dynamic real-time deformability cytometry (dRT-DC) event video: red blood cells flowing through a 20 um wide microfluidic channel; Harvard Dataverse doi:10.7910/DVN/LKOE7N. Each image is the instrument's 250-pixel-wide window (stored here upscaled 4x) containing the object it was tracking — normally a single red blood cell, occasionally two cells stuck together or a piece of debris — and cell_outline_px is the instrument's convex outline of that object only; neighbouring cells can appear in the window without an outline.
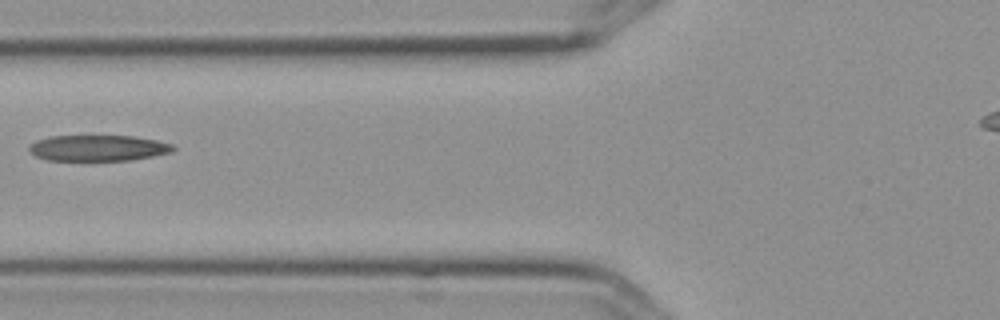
{"species": "Egyptian fruit bat (a non-hibernating species)", "species_latin": "Rousettus aegyptiacus", "temperature_condition": "cold", "stored_images_in_passage": 3, "camera_frame_rate_fps": 3000, "um_per_image_px": 0.085, "frame": {"image": 1, "passage_image": 2, "time_ms": 0.333, "image_size_px": [1000, 320], "cell_outline_px": [[176, 148], [172, 152], [132, 160], [48, 160], [36, 156], [28, 152], [28, 144], [36, 140], [52, 136], [132, 136], [156, 140], [172, 144]], "centroid_in_image_um": [8.31, 12.58], "position_along_channel_um": 117.5, "area_um2": 21.79}}
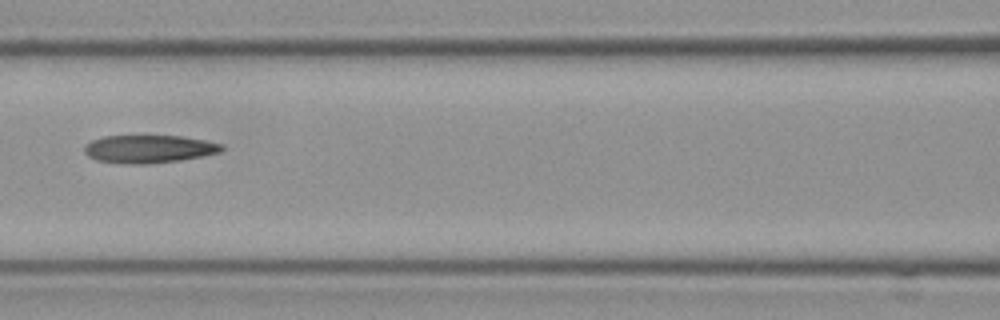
{"frame": {"image": 2, "passage_image": 3, "time_ms": 0.667, "image_size_px": [1000, 320], "cell_outline_px": [[224, 148], [220, 152], [204, 156], [180, 160], [148, 164], [124, 164], [96, 160], [88, 156], [84, 152], [84, 144], [92, 140], [104, 136], [180, 136], [204, 140], [224, 144]], "centroid_in_image_um": [12.65, 12.67], "position_along_channel_um": 154.0, "area_um2": 22.48}}